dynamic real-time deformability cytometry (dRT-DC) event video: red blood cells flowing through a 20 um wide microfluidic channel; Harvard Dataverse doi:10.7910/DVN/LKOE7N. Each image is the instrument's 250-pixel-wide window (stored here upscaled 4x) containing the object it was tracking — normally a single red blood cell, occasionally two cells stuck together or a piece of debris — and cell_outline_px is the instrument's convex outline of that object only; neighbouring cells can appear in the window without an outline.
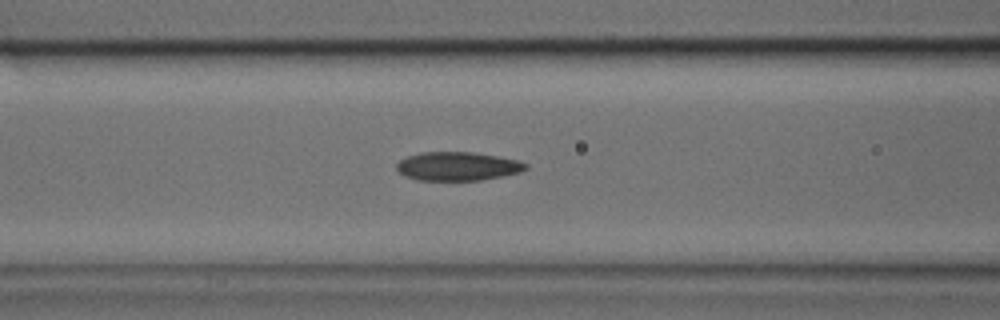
{"species": "common noctule bat (a hibernating species)", "species_latin": "Nyctalus noctula", "temperature_condition": "cold", "stored_images_in_passage": 32, "segment_of_instrument_passage": [1, 2], "camera_frame_rate_fps": 3000, "um_per_image_px": 0.085, "animal": {"sex": "male", "body_mass_g": 17.9, "forearm_length_mm": 54.2}, "frame": {"image": 1, "passage_image": 8, "time_ms": 2.333, "image_size_px": [1000, 320], "cell_outline_px": [[528, 168], [520, 172], [504, 176], [480, 180], [416, 180], [404, 176], [396, 168], [396, 164], [400, 160], [408, 156], [420, 152], [472, 152], [496, 156], [516, 160], [528, 164]], "centroid_in_image_um": [38.88, 14.14], "position_along_channel_um": 127.7, "area_um2": 21.56}}
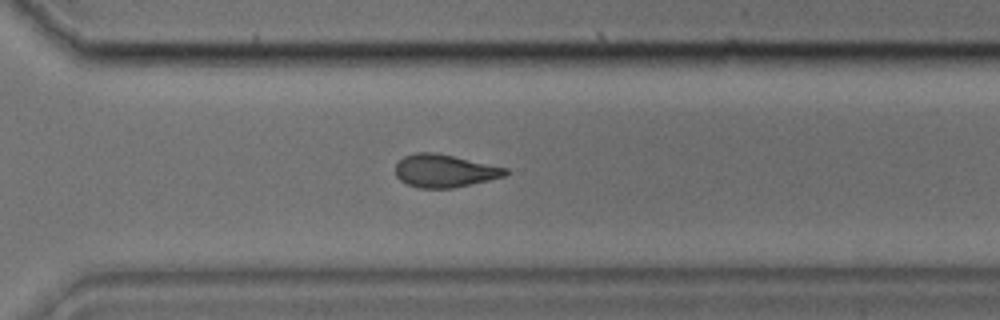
{"frame": {"image": 2, "passage_image": 20, "time_ms": 6.333, "image_size_px": [1000, 320], "cell_outline_px": [[512, 172], [504, 176], [488, 180], [452, 188], [420, 188], [408, 184], [400, 180], [396, 176], [396, 164], [404, 156], [416, 152], [436, 152], [508, 168]], "centroid_in_image_um": [37.8, 14.51], "position_along_channel_um": 332.8, "area_um2": 21.04}}
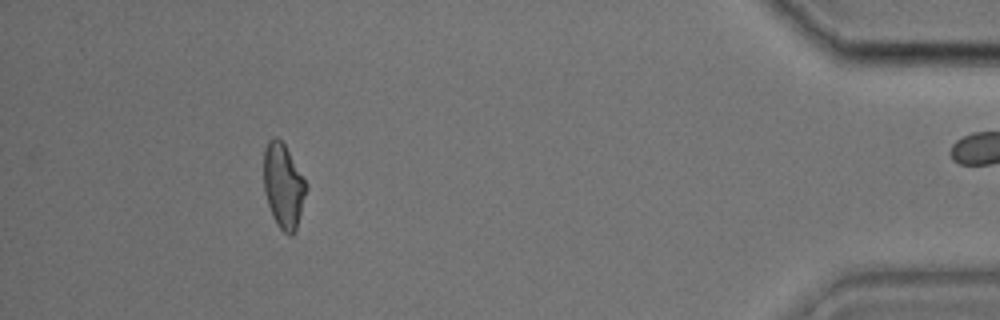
{"frame": {"image": 3, "passage_image": 28, "time_ms": 9.0, "image_size_px": [1000, 320], "cell_outline_px": [[308, 188], [296, 228], [292, 236], [288, 236], [276, 224], [272, 216], [264, 192], [264, 148], [268, 140], [276, 136], [284, 144], [308, 184]], "centroid_in_image_um": [24.09, 15.8], "position_along_channel_um": 411.1, "area_um2": 20.98}}